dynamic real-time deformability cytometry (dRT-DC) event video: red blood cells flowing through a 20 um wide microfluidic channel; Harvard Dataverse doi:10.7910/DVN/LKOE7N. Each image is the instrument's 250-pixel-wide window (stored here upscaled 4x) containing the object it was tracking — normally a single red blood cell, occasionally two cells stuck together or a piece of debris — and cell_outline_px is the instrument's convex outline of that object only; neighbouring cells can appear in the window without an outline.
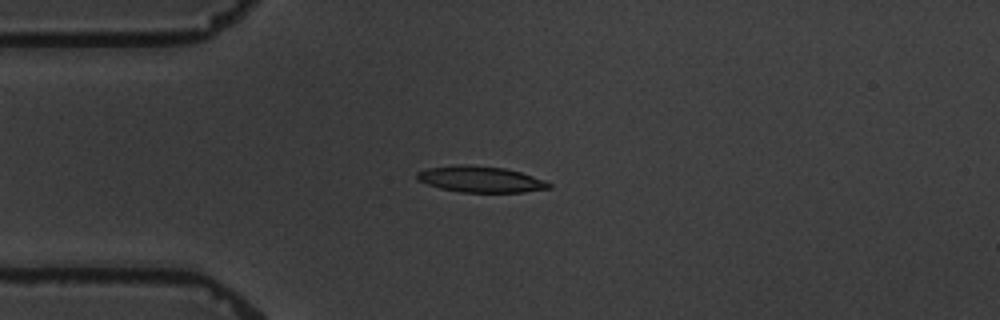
{"species": "common noctule bat (a hibernating species)", "species_latin": "Nyctalus noctula", "temperature_condition": "warm", "stored_images_in_passage": 4, "camera_frame_rate_fps": 3000, "um_per_image_px": 0.085, "animal": {"sex": "male", "body_mass_g": 19.5, "forearm_length_mm": 54.6}, "frame": {"image": 1, "passage_image": 4, "time_ms": 4.333, "image_size_px": [1000, 320], "cell_outline_px": [[552, 188], [524, 192], [460, 192], [440, 188], [416, 180], [416, 172], [428, 168], [456, 164], [464, 164], [504, 168], [520, 172], [544, 180], [552, 184]], "centroid_in_image_um": [40.83, 15.23], "position_along_channel_um": 44.2, "area_um2": 20.11}}